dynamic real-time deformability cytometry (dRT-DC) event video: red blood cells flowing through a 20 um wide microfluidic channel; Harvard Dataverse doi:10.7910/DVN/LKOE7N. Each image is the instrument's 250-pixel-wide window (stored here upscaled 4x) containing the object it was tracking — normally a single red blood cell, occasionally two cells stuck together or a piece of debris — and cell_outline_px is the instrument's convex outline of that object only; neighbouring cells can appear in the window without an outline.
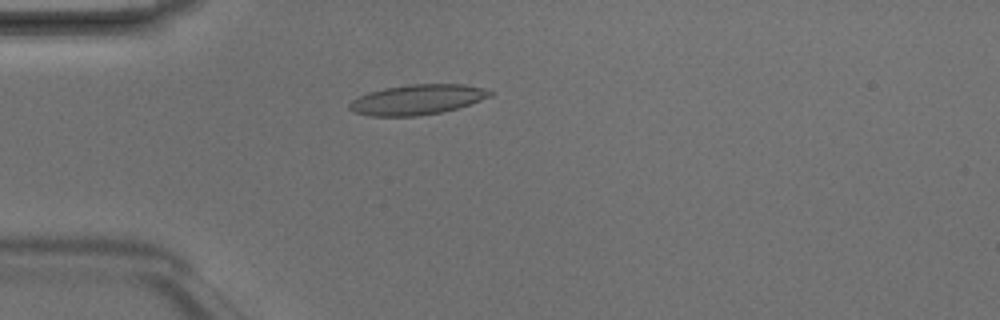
{"species": "Egyptian fruit bat (a non-hibernating species)", "species_latin": "Rousettus aegyptiacus", "temperature_condition": "room temperature", "stored_images_in_passage": 3, "camera_frame_rate_fps": 3000, "um_per_image_px": 0.085, "animal": {"sex": "male"}, "frame": {"image": 1, "passage_image": 3, "time_ms": 0.667, "image_size_px": [1000, 320], "cell_outline_px": [[492, 96], [456, 108], [440, 112], [416, 116], [368, 116], [356, 112], [348, 108], [348, 104], [352, 100], [368, 92], [384, 88], [408, 84], [464, 84], [480, 88], [492, 92]], "centroid_in_image_um": [35.42, 8.46], "position_along_channel_um": 49.6, "area_um2": 24.39}}